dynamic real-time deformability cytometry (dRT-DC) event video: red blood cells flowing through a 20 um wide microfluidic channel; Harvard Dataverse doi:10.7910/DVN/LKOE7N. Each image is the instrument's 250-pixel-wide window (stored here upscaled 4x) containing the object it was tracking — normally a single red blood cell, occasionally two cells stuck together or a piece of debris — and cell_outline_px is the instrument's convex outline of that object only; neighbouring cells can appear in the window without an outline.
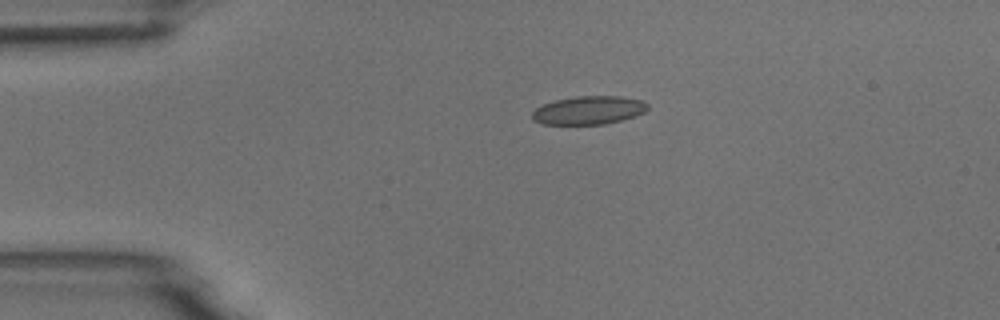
{"species": "common noctule bat (a hibernating species)", "species_latin": "Nyctalus noctula", "temperature_condition": "room temperature", "stored_images_in_passage": 3, "segment_of_instrument_passage": [1, 2], "camera_frame_rate_fps": 3000, "um_per_image_px": 0.085, "animal": {"sex": "male", "body_mass_g": 18.8}, "frame": {"image": 1, "passage_image": 1, "time_ms": 0.0, "image_size_px": [1000, 320], "cell_outline_px": [[648, 108], [644, 112], [620, 120], [604, 124], [544, 124], [532, 120], [532, 112], [536, 108], [544, 104], [556, 100], [576, 96], [620, 96], [640, 100], [648, 104]], "centroid_in_image_um": [50.01, 9.37], "position_along_channel_um": 35.0, "area_um2": 18.84}}